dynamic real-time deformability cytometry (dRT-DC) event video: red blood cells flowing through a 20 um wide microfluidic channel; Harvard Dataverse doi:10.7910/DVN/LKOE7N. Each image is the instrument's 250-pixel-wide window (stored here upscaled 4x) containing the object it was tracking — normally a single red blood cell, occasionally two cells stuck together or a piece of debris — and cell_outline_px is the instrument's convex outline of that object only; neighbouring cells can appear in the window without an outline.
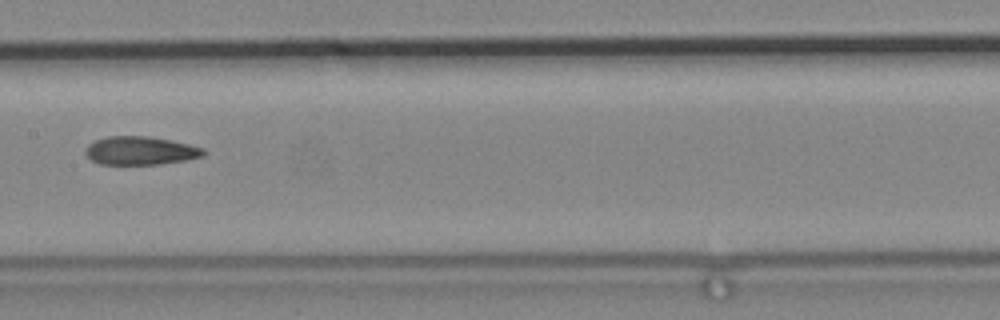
{"species": "common noctule bat (a hibernating species)", "species_latin": "Nyctalus noctula", "temperature_condition": "cold", "stored_images_in_passage": 10, "camera_frame_rate_fps": 3000, "um_per_image_px": 0.085, "animal": {"sex": "male", "body_mass_g": 19.2, "forearm_length_mm": 51.8}, "frame": {"image": 1, "passage_image": 10, "time_ms": 3.0, "image_size_px": [1000, 320], "cell_outline_px": [[208, 152], [204, 156], [184, 160], [160, 164], [100, 164], [92, 160], [84, 152], [84, 148], [88, 144], [96, 140], [108, 136], [148, 136], [172, 140], [204, 148]], "centroid_in_image_um": [11.95, 12.8], "position_along_channel_um": 195.5, "area_um2": 19.59}}